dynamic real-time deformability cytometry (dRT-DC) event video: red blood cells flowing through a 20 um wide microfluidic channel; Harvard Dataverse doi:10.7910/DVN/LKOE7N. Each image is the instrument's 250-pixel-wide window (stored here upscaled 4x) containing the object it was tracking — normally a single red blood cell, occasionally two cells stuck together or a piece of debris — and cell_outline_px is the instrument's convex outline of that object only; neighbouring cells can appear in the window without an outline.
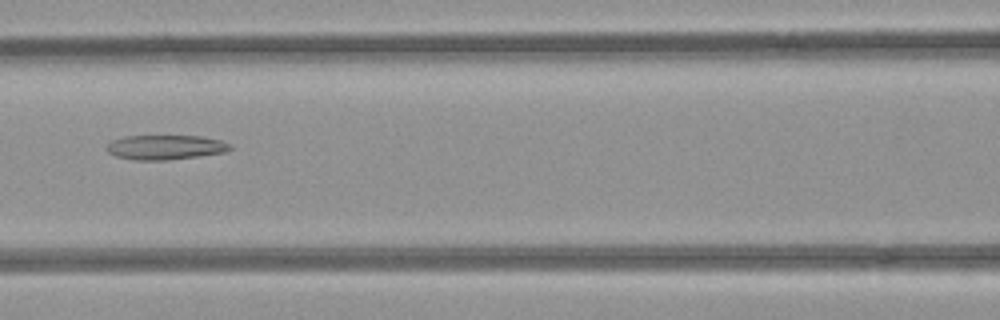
{"species": "common noctule bat (a hibernating species)", "species_latin": "Nyctalus noctula", "temperature_condition": "room temperature", "stored_images_in_passage": 35, "camera_frame_rate_fps": 3000, "um_per_image_px": 0.085, "animal": {"sex": "female", "body_mass_g": 21.9}, "frame": {"image": 1, "passage_image": 13, "time_ms": 4.0, "image_size_px": [1000, 320], "cell_outline_px": [[232, 148], [224, 152], [168, 160], [136, 160], [116, 156], [108, 152], [108, 144], [112, 140], [124, 136], [200, 136], [220, 140], [232, 144]], "centroid_in_image_um": [14.07, 12.51], "position_along_channel_um": 152.5, "area_um2": 17.51}}
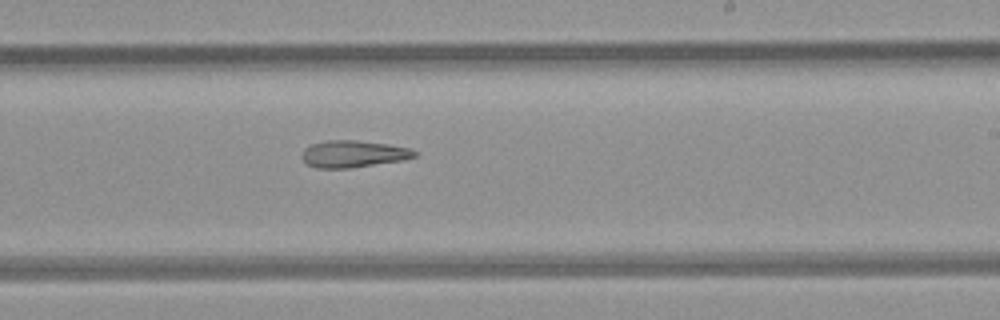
{"frame": {"image": 2, "passage_image": 21, "time_ms": 6.667, "image_size_px": [1000, 320], "cell_outline_px": [[416, 156], [404, 160], [348, 168], [316, 168], [308, 164], [300, 156], [304, 148], [312, 144], [328, 140], [356, 140], [388, 144], [408, 148], [416, 152]], "centroid_in_image_um": [30.0, 13.08], "position_along_channel_um": 259.0, "area_um2": 17.57}}
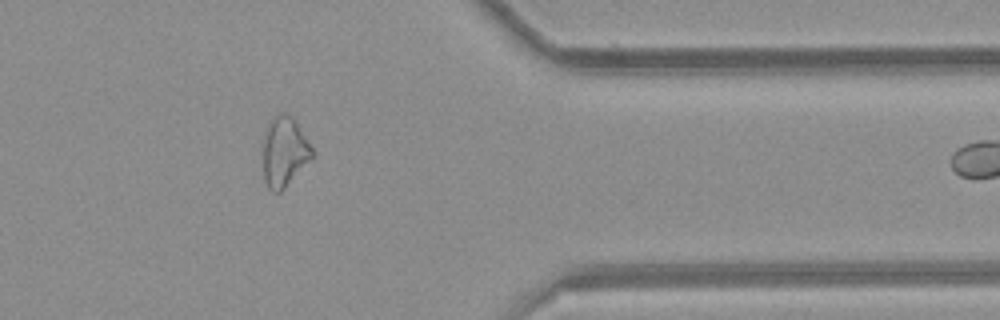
{"frame": {"image": 3, "passage_image": 32, "time_ms": 10.333, "image_size_px": [1000, 320], "cell_outline_px": [[312, 160], [280, 192], [272, 192], [268, 188], [264, 180], [264, 140], [268, 124], [272, 116], [276, 112], [284, 112], [292, 116], [296, 120], [312, 148]], "centroid_in_image_um": [24.18, 12.87], "position_along_channel_um": 387.2, "area_um2": 20.06}}